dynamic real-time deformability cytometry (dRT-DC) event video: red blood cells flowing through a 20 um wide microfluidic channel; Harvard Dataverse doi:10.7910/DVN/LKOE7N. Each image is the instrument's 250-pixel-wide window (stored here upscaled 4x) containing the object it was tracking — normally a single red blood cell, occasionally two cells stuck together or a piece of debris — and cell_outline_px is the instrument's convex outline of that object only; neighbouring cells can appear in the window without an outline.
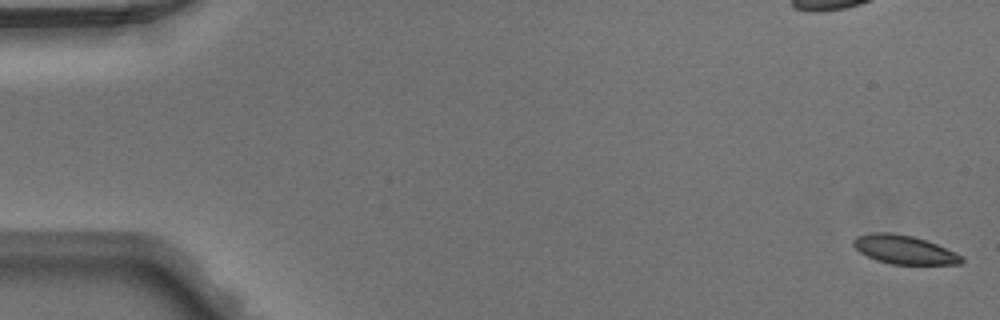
{"species": "Egyptian fruit bat (a non-hibernating species)", "species_latin": "Rousettus aegyptiacus", "temperature_condition": "warm", "stored_images_in_passage": 49, "camera_frame_rate_fps": 3000, "um_per_image_px": 0.085, "animal": {"sex": "male"}, "frame": {"image": 1, "passage_image": 1, "time_ms": 0.0, "image_size_px": [1000, 320], "cell_outline_px": [[964, 260], [960, 264], [892, 264], [876, 260], [860, 252], [852, 244], [852, 240], [856, 236], [872, 232], [892, 232], [912, 236], [936, 244], [964, 256]], "centroid_in_image_um": [76.84, 21.21], "position_along_channel_um": 8.2, "area_um2": 18.03}}
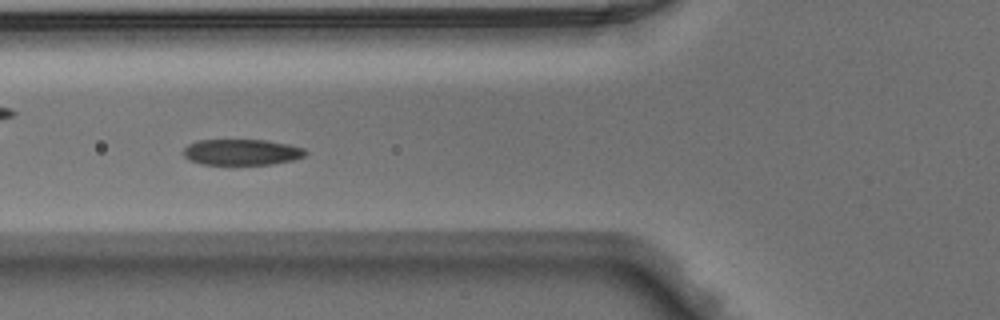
{"frame": {"image": 2, "passage_image": 19, "time_ms": 6.0, "image_size_px": [1000, 320], "cell_outline_px": [[308, 152], [304, 156], [292, 160], [272, 164], [200, 164], [188, 160], [184, 156], [184, 148], [188, 144], [196, 140], [264, 140], [288, 144], [304, 148]], "centroid_in_image_um": [20.52, 12.93], "position_along_channel_um": 105.3, "area_um2": 18.44}}
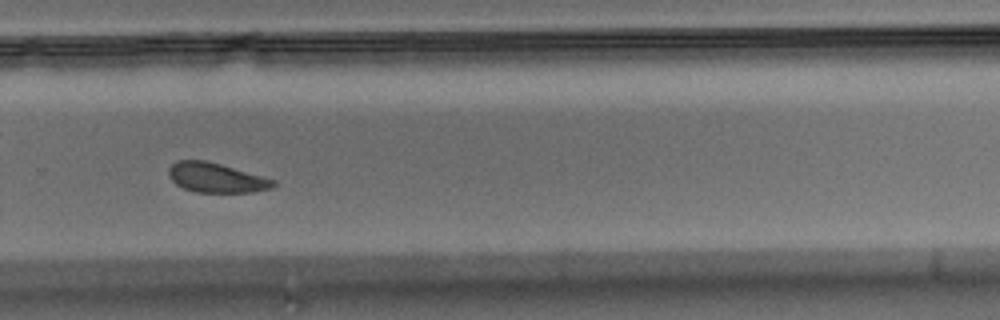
{"frame": {"image": 3, "passage_image": 34, "time_ms": 11.0, "image_size_px": [1000, 320], "cell_outline_px": [[276, 184], [272, 188], [252, 192], [196, 192], [184, 188], [176, 184], [168, 176], [168, 168], [176, 160], [204, 160], [220, 164], [264, 176], [276, 180]], "centroid_in_image_um": [18.38, 15.1], "position_along_channel_um": 311.4, "area_um2": 18.09}}